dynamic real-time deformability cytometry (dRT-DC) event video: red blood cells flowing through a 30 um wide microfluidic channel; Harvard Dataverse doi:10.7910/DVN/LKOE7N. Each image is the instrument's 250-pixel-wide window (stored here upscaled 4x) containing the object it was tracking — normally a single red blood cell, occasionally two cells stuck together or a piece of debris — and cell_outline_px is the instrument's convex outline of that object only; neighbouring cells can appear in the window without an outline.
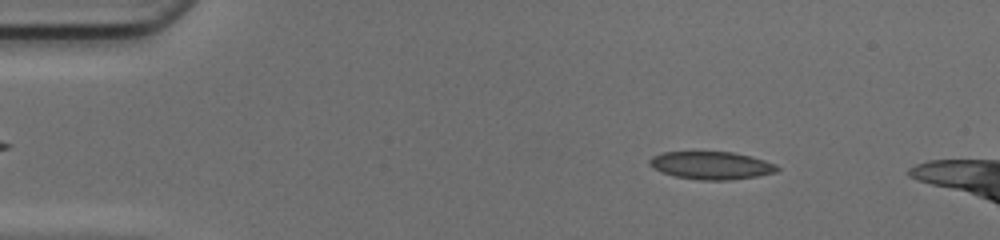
{"species": "common noctule bat (a hibernating species)", "species_latin": "Nyctalus noctula", "temperature_condition": "cold", "stored_images_in_passage": 47, "camera_frame_rate_fps": 3000, "um_per_image_px": 0.085, "animal": {"sex": "female", "body_mass_g": 17.0, "forearm_length_mm": 48.0}, "frame": {"image": 1, "passage_image": 7, "time_ms": 2.0, "image_size_px": [1000, 240], "cell_outline_px": [[780, 168], [776, 172], [756, 176], [728, 180], [700, 180], [676, 176], [664, 172], [648, 164], [648, 160], [652, 156], [664, 152], [732, 152], [752, 156], [776, 164]], "centroid_in_image_um": [60.49, 14.05], "position_along_channel_um": 24.5, "area_um2": 20.46}}
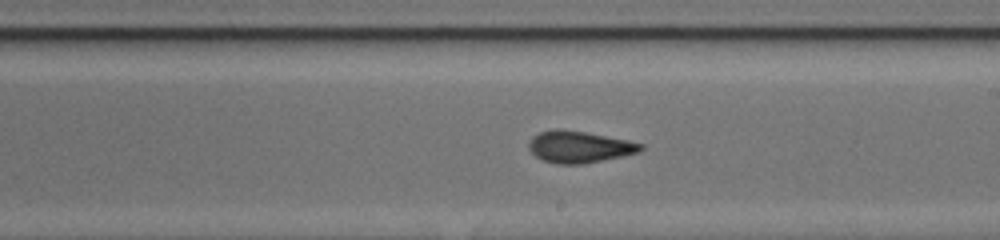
{"frame": {"image": 2, "passage_image": 28, "time_ms": 9.0, "image_size_px": [1000, 240], "cell_outline_px": [[644, 148], [640, 152], [580, 164], [556, 164], [544, 160], [536, 156], [528, 148], [528, 144], [540, 132], [556, 128], [584, 132], [628, 140], [644, 144]], "centroid_in_image_um": [49.26, 12.48], "position_along_channel_um": 239.7, "area_um2": 20.29}}
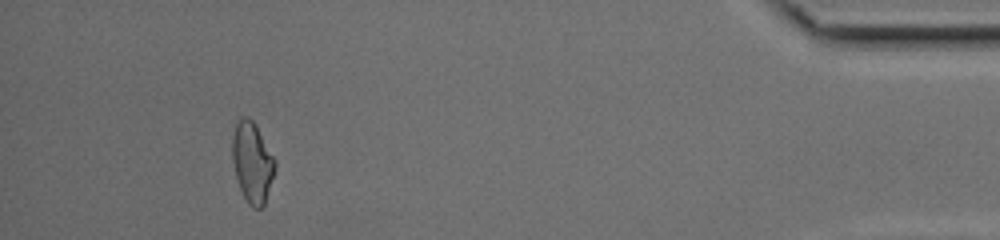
{"frame": {"image": 3, "passage_image": 45, "time_ms": 14.667, "image_size_px": [1000, 240], "cell_outline_px": [[276, 168], [264, 204], [260, 208], [252, 208], [248, 204], [240, 188], [236, 176], [232, 160], [232, 136], [236, 124], [240, 116], [248, 116], [256, 124], [276, 160]], "centroid_in_image_um": [21.44, 13.76], "position_along_channel_um": 413.8, "area_um2": 20.11}, "authors_computed_cell_mechanics": {"area_um2": 20.23, "velocity_mm_per_s": 4.2013, "shape_relaxation_time_tau1_ms": null, "shape_relaxation_time_tau2_ms": 2.3919, "deformation_change_tau1": null, "deformation_change_tau2": 0.0732}}